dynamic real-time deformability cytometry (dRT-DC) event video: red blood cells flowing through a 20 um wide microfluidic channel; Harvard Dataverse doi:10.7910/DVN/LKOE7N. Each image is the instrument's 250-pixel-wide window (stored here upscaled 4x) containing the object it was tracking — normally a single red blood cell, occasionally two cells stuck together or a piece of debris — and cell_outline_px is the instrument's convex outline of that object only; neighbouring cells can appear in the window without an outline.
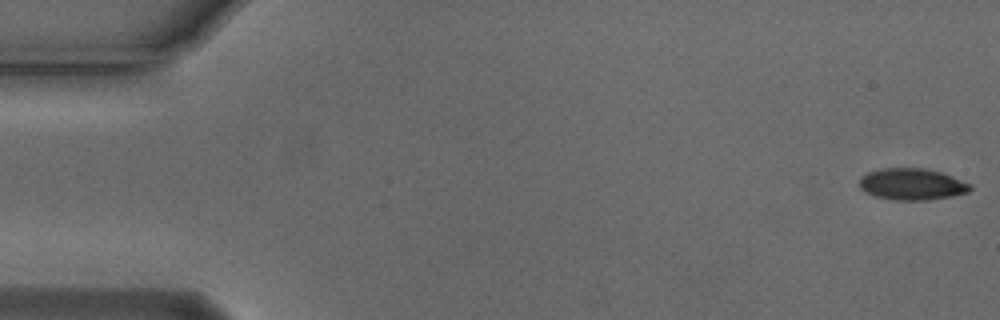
{"species": "Egyptian fruit bat (a non-hibernating species)", "species_latin": "Rousettus aegyptiacus", "temperature_condition": "cold", "stored_images_in_passage": 6, "camera_frame_rate_fps": 3000, "um_per_image_px": 0.085, "animal": {"sex": "male"}, "frame": {"image": 1, "passage_image": 1, "time_ms": 0.0, "image_size_px": [1000, 320], "cell_outline_px": [[972, 188], [968, 192], [952, 196], [928, 200], [896, 200], [876, 196], [860, 188], [860, 176], [868, 172], [880, 168], [924, 168], [940, 172], [952, 176], [972, 184]], "centroid_in_image_um": [77.54, 15.65], "position_along_channel_um": 7.5, "area_um2": 20.35}}
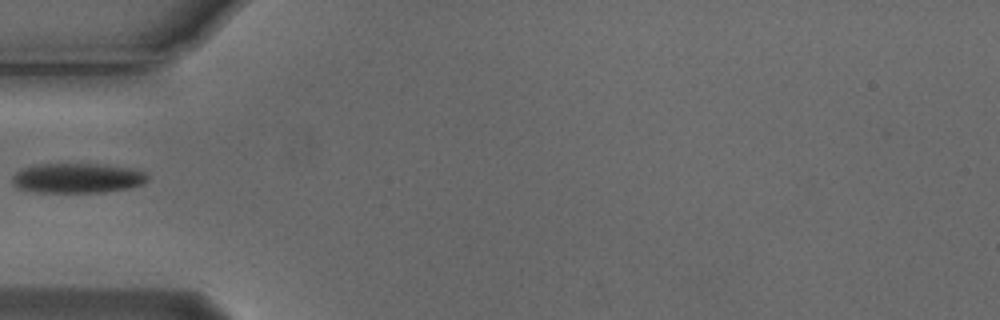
{"frame": {"image": 2, "passage_image": 5, "time_ms": 1.333, "image_size_px": [1000, 320], "cell_outline_px": [[148, 180], [144, 184], [128, 188], [104, 192], [36, 192], [20, 188], [12, 184], [12, 176], [16, 172], [32, 164], [104, 164], [128, 168], [144, 172], [148, 176]], "centroid_in_image_um": [6.57, 15.13], "position_along_channel_um": 78.4, "area_um2": 23.52}}
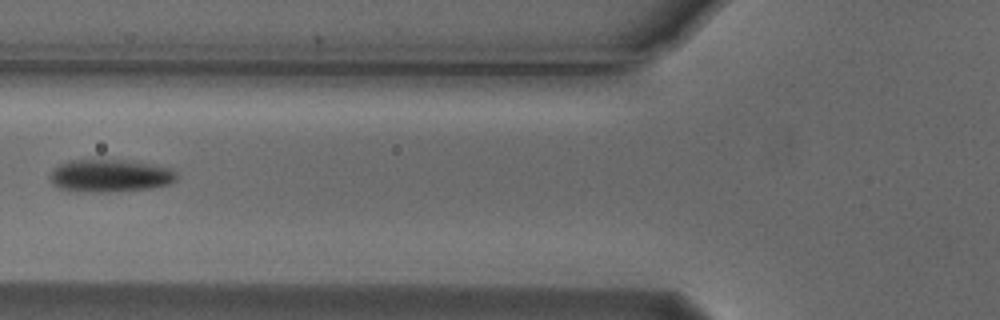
{"frame": {"image": 3, "passage_image": 6, "time_ms": 1.667, "image_size_px": [1000, 320], "cell_outline_px": [[176, 180], [172, 184], [148, 188], [108, 192], [100, 192], [60, 188], [52, 184], [52, 172], [60, 164], [72, 160], [124, 160], [152, 164], [172, 168], [176, 172]], "centroid_in_image_um": [9.44, 14.92], "position_along_channel_um": 116.4, "area_um2": 23.64}}